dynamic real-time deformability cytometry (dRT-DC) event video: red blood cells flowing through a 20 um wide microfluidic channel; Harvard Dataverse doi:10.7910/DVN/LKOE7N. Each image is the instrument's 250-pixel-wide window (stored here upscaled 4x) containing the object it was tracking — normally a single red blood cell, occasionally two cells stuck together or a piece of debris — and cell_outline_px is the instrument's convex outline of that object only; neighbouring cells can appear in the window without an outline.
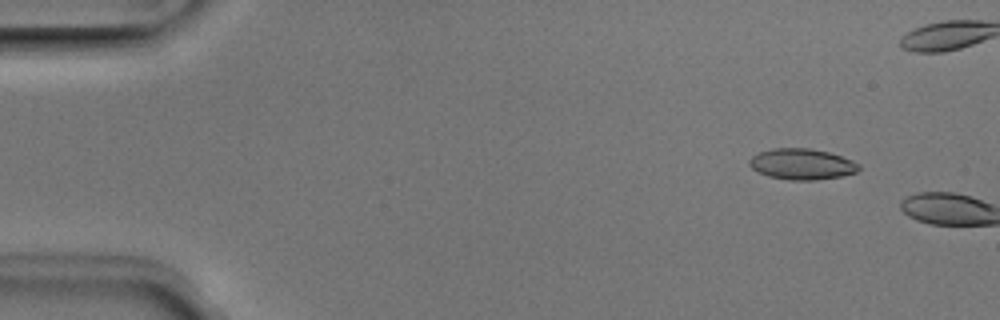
{"species": "Egyptian fruit bat (a non-hibernating species)", "species_latin": "Rousettus aegyptiacus", "temperature_condition": "room temperature", "stored_images_in_passage": 7, "camera_frame_rate_fps": 3000, "um_per_image_px": 0.085, "animal": {"sex": "male"}, "frame": {"image": 1, "passage_image": 5, "time_ms": 1.333, "image_size_px": [1000, 320], "cell_outline_px": [[860, 168], [856, 172], [840, 176], [816, 180], [788, 180], [768, 176], [752, 168], [748, 164], [748, 160], [752, 156], [760, 152], [772, 148], [808, 148], [828, 152], [852, 160], [860, 164]], "centroid_in_image_um": [68.15, 13.95], "position_along_channel_um": 16.9, "area_um2": 19.65}}